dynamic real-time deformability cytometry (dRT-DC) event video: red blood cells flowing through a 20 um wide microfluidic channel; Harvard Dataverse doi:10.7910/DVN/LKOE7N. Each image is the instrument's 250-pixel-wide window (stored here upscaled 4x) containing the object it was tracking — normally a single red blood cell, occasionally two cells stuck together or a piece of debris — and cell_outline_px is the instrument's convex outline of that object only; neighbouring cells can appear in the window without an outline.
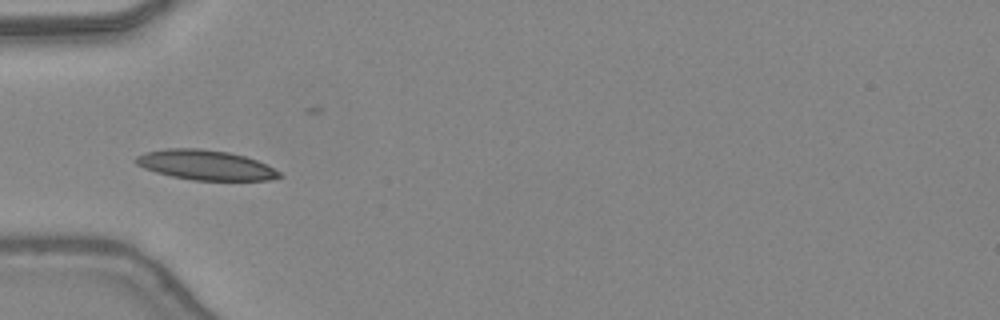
{"species": "common noctule bat (a hibernating species)", "species_latin": "Nyctalus noctula", "temperature_condition": "warm", "stored_images_in_passage": 32, "camera_frame_rate_fps": 3000, "um_per_image_px": 0.085, "animal": {"sex": "female", "body_mass_g": 24.6, "forearm_length_mm": 56.2}, "frame": {"image": 1, "passage_image": 1, "time_ms": 0.0, "image_size_px": [1000, 320], "cell_outline_px": [[284, 176], [268, 180], [192, 180], [172, 176], [156, 172], [144, 168], [136, 164], [132, 160], [136, 156], [148, 152], [168, 148], [200, 148], [228, 152], [244, 156], [256, 160], [280, 172]], "centroid_in_image_um": [17.44, 14.02], "position_along_channel_um": 67.6, "area_um2": 24.8}, "authors_computed_cell_mechanics": {"area_um2": 22.0796, "velocity_mm_per_s": 4.345, "shape_relaxation_time_tau1_ms": 2.9702, "shape_relaxation_time_tau2_ms": null, "deformation_change_tau1": 0.087, "deformation_change_tau2": null}}